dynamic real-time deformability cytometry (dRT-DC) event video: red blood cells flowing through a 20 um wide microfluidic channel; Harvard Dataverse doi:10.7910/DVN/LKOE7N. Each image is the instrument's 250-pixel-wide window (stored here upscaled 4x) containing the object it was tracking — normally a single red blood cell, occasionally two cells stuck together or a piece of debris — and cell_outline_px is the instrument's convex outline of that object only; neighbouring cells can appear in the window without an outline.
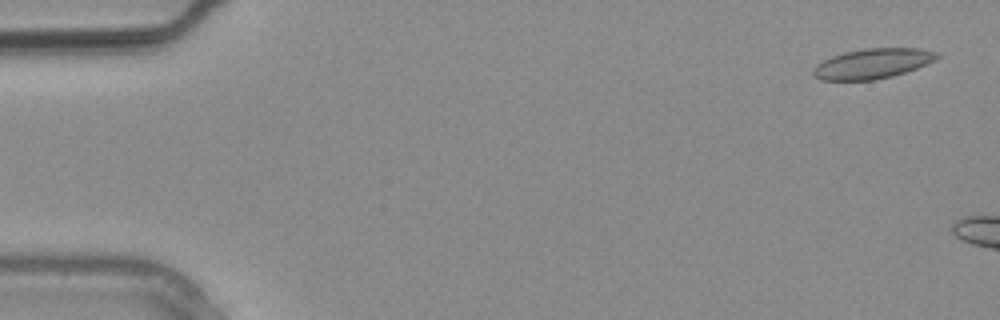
{"species": "common noctule bat (a hibernating species)", "species_latin": "Nyctalus noctula", "temperature_condition": "warm", "stored_images_in_passage": 4, "camera_frame_rate_fps": 3000, "um_per_image_px": 0.085, "animal": {"sex": "male", "body_mass_g": 20.4}, "frame": {"image": 1, "passage_image": 1, "time_ms": 0.0, "image_size_px": [1000, 320], "cell_outline_px": [[940, 56], [936, 60], [916, 68], [892, 76], [876, 80], [820, 80], [812, 76], [812, 68], [816, 64], [832, 56], [844, 52], [864, 48], [920, 48], [936, 52]], "centroid_in_image_um": [74.13, 5.41], "position_along_channel_um": 10.9, "area_um2": 21.79}}
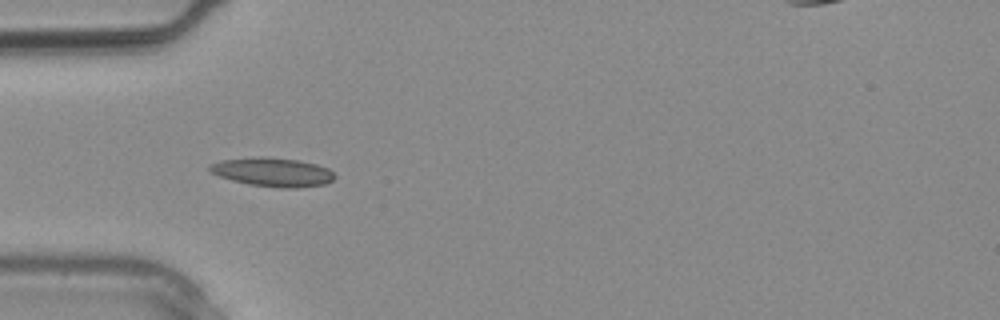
{"frame": {"image": 2, "passage_image": 4, "time_ms": 1.0, "image_size_px": [1000, 320], "cell_outline_px": [[336, 176], [332, 180], [324, 184], [296, 188], [280, 188], [248, 184], [232, 180], [208, 172], [208, 164], [220, 160], [256, 156], [268, 156], [300, 160], [316, 164], [328, 168]], "centroid_in_image_um": [23.13, 14.61], "position_along_channel_um": 61.9, "area_um2": 21.33}}